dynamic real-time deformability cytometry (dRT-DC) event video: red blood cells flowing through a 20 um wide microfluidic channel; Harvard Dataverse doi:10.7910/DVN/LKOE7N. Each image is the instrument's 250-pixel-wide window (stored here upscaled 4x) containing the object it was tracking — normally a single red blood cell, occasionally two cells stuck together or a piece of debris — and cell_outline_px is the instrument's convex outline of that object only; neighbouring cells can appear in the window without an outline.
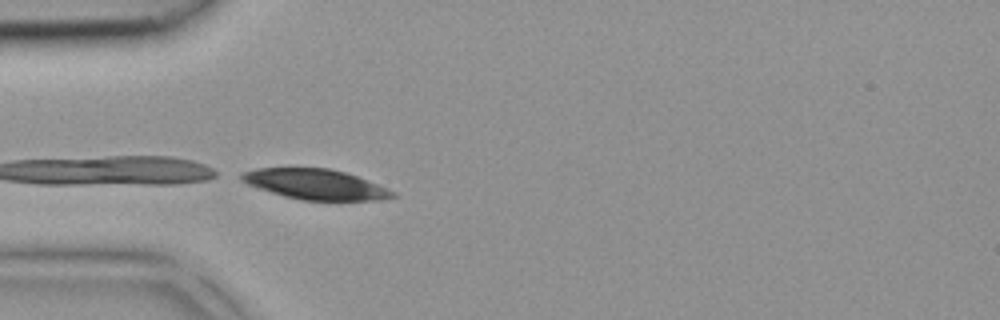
{"species": "common noctule bat (a hibernating species)", "species_latin": "Nyctalus noctula", "temperature_condition": "room temperature", "stored_images_in_passage": 20, "camera_frame_rate_fps": 3000, "um_per_image_px": 0.085, "animal": {"sex": "female", "body_mass_g": 18.4}, "frame": {"image": 1, "passage_image": 6, "time_ms": 1.667, "image_size_px": [1000, 320], "cell_outline_px": [[396, 196], [380, 200], [304, 200], [284, 196], [248, 184], [240, 180], [240, 172], [256, 168], [328, 168], [344, 172], [356, 176], [396, 192]], "centroid_in_image_um": [26.79, 15.66], "position_along_channel_um": 58.2, "area_um2": 26.3}}